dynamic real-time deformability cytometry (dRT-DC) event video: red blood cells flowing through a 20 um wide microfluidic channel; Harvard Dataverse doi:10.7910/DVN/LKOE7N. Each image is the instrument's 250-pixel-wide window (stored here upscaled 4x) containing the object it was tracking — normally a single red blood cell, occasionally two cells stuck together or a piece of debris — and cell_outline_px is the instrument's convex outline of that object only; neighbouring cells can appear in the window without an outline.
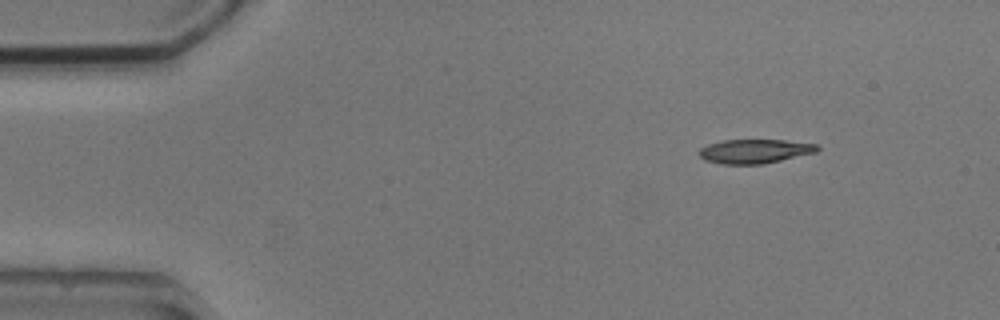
{"species": "common noctule bat (a hibernating species)", "species_latin": "Nyctalus noctula", "temperature_condition": "cold", "stored_images_in_passage": 3, "camera_frame_rate_fps": 3000, "um_per_image_px": 0.085, "animal": {"sex": "male", "body_mass_g": 20.5, "forearm_length_mm": 52.5}, "frame": {"image": 1, "passage_image": 1, "time_ms": 0.0, "image_size_px": [1000, 320], "cell_outline_px": [[820, 148], [816, 152], [764, 164], [720, 164], [704, 160], [700, 156], [700, 148], [708, 144], [724, 140], [784, 140], [820, 144]], "centroid_in_image_um": [64.17, 12.85], "position_along_channel_um": 20.8, "area_um2": 16.65}}